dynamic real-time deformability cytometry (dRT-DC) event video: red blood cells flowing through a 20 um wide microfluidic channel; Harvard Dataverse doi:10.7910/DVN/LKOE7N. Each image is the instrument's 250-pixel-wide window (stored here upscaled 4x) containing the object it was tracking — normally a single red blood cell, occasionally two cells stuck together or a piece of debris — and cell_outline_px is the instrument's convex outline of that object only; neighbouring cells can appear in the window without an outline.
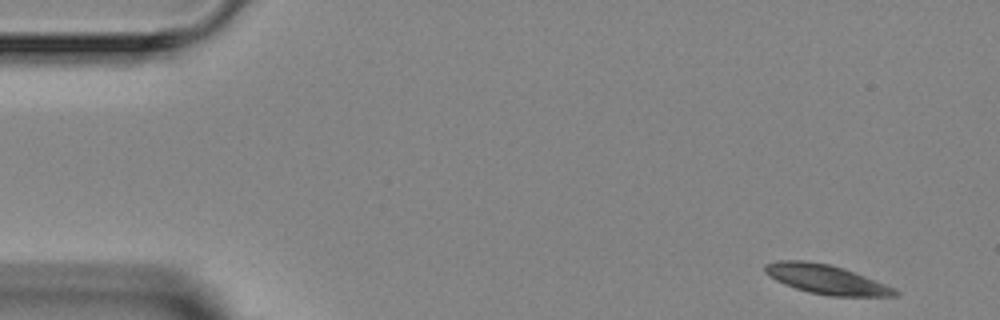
{"species": "Egyptian fruit bat (a non-hibernating species)", "species_latin": "Rousettus aegyptiacus", "temperature_condition": "room temperature", "stored_images_in_passage": 5, "camera_frame_rate_fps": 3000, "um_per_image_px": 0.085, "animal": {"sex": "female"}, "frame": {"image": 1, "passage_image": 1, "time_ms": 0.0, "image_size_px": [1000, 320], "cell_outline_px": [[900, 292], [896, 296], [828, 296], [808, 292], [784, 284], [776, 280], [764, 272], [764, 264], [776, 260], [804, 260], [832, 264], [844, 268], [896, 288]], "centroid_in_image_um": [70.22, 23.73], "position_along_channel_um": 14.8, "area_um2": 22.37}}